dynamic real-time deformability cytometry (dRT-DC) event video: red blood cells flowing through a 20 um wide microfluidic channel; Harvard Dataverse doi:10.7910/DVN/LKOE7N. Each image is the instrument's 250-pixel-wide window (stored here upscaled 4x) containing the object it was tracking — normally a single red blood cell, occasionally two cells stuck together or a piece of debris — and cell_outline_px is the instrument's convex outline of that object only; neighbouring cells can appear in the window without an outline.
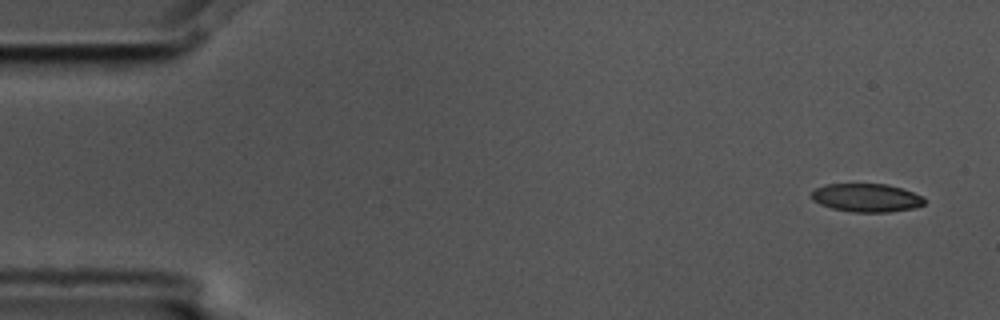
{"species": "common noctule bat (a hibernating species)", "species_latin": "Nyctalus noctula", "temperature_condition": "cold", "stored_images_in_passage": 6, "camera_frame_rate_fps": 3000, "um_per_image_px": 0.085, "animal": {"sex": "male", "body_mass_g": 17.5, "forearm_length_mm": 52.3}, "frame": {"image": 1, "passage_image": 1, "time_ms": 0.0, "image_size_px": [1000, 320], "cell_outline_px": [[924, 204], [912, 208], [888, 212], [852, 212], [832, 208], [820, 204], [812, 200], [812, 192], [816, 188], [828, 184], [888, 184], [924, 196]], "centroid_in_image_um": [73.65, 16.81], "position_along_channel_um": 11.4, "area_um2": 18.5}}
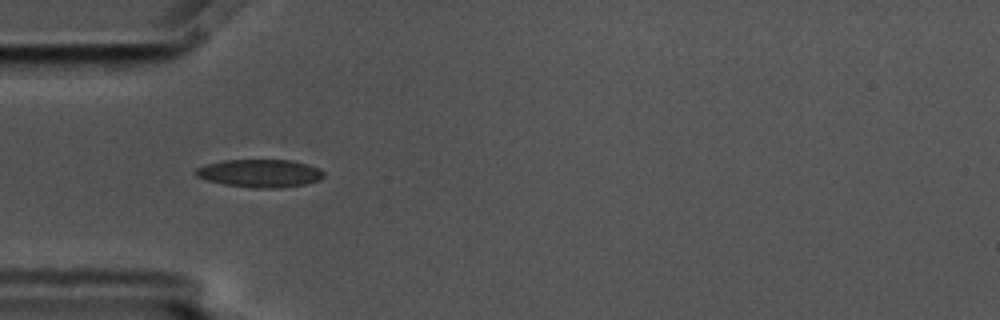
{"frame": {"image": 2, "passage_image": 5, "time_ms": 1.333, "image_size_px": [1000, 320], "cell_outline_px": [[324, 176], [320, 180], [304, 184], [280, 188], [252, 188], [224, 184], [208, 180], [196, 176], [192, 172], [196, 168], [204, 164], [224, 160], [292, 160], [308, 164], [320, 168], [324, 172]], "centroid_in_image_um": [22.09, 14.72], "position_along_channel_um": 62.9, "area_um2": 21.04}}